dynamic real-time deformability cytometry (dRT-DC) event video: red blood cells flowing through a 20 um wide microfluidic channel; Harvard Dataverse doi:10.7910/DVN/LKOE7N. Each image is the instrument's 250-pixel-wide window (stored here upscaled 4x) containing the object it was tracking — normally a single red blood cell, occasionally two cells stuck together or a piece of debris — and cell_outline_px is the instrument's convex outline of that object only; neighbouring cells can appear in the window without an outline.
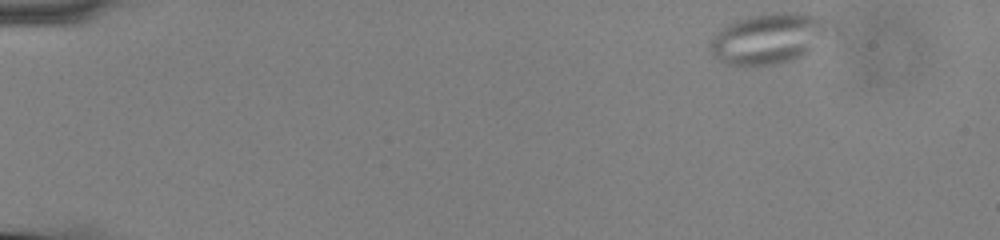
{"species": "common noctule bat (a hibernating species)", "species_latin": "Nyctalus noctula", "temperature_condition": "cold", "stored_images_in_passage": 52, "camera_frame_rate_fps": 3000, "um_per_image_px": 0.085, "animal": {"sex": "male", "body_mass_g": 13.0, "forearm_length_mm": 53.1}, "frame": {"image": 1, "passage_image": 1, "time_ms": 0.0, "image_size_px": [1000, 240], "cell_outline_px": [[840, 32], [808, 52], [792, 60], [776, 64], [724, 64], [708, 48], [708, 40], [720, 28], [736, 20], [748, 16], [772, 12], [804, 12], [836, 20], [840, 24]], "centroid_in_image_um": [65.56, 3.2], "position_along_channel_um": 19.4, "area_um2": 37.05}}
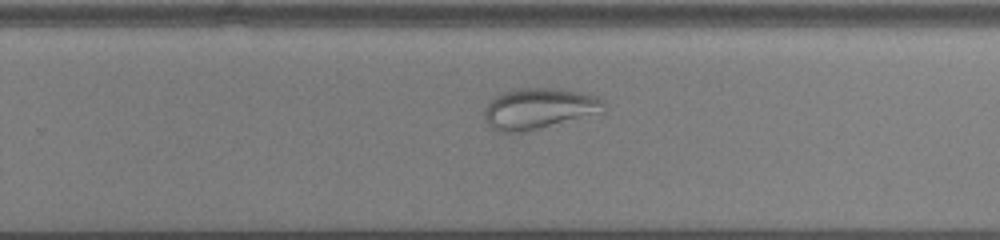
{"frame": {"image": 2, "passage_image": 33, "time_ms": 10.667, "image_size_px": [1000, 240], "cell_outline_px": [[604, 112], [520, 132], [496, 132], [484, 120], [484, 108], [492, 96], [504, 92], [520, 88], [556, 88], [580, 92], [596, 96], [604, 100]], "centroid_in_image_um": [45.76, 9.21], "position_along_channel_um": 284.0, "area_um2": 28.38}}
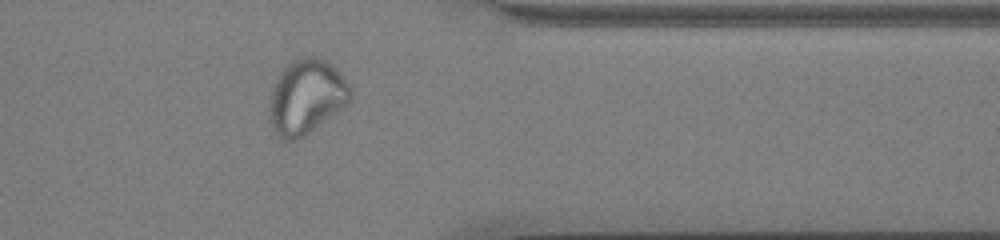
{"frame": {"image": 3, "passage_image": 42, "time_ms": 13.667, "image_size_px": [1000, 240], "cell_outline_px": [[352, 96], [348, 104], [308, 132], [296, 140], [284, 140], [272, 128], [268, 112], [268, 108], [272, 88], [280, 72], [288, 64], [296, 60], [308, 56], [316, 56], [332, 64], [340, 72], [352, 88]], "centroid_in_image_um": [26.05, 8.21], "position_along_channel_um": 385.4, "area_um2": 34.97}}